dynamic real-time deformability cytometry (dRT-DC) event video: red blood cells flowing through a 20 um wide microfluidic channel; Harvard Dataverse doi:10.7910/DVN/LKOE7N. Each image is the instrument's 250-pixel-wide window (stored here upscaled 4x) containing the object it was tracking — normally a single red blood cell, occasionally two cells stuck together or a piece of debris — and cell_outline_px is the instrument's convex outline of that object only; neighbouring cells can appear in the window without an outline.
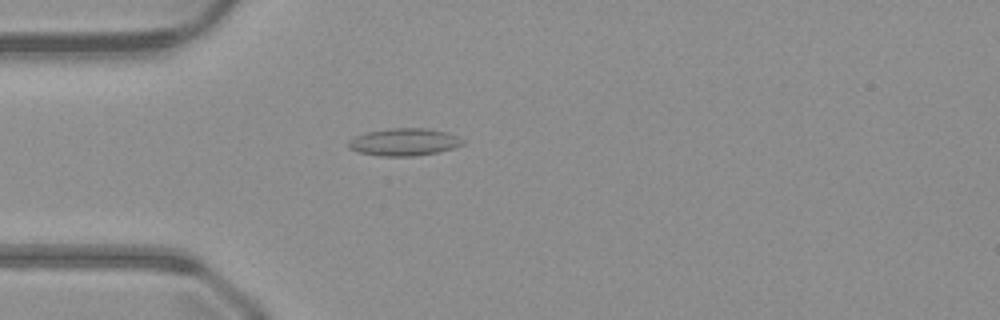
{"species": "common noctule bat (a hibernating species)", "species_latin": "Nyctalus noctula", "temperature_condition": "warm", "stored_images_in_passage": 50, "camera_frame_rate_fps": 3000, "um_per_image_px": 0.085, "animal": {"sex": "male", "body_mass_g": 23.1, "forearm_length_mm": 52.7}, "frame": {"image": 1, "passage_image": 14, "time_ms": 4.333, "image_size_px": [1000, 320], "cell_outline_px": [[464, 144], [452, 148], [436, 152], [412, 156], [380, 156], [356, 152], [348, 148], [348, 140], [356, 136], [368, 132], [388, 128], [424, 128], [448, 132], [464, 140]], "centroid_in_image_um": [34.31, 12.07], "position_along_channel_um": 50.7, "area_um2": 18.21}}
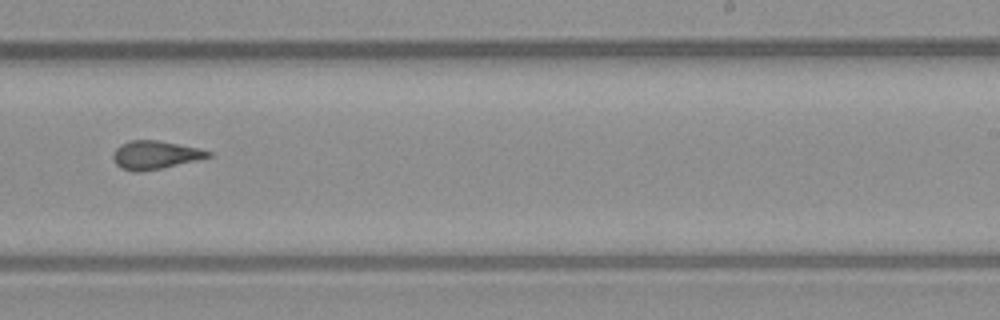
{"frame": {"image": 2, "passage_image": 31, "time_ms": 10.0, "image_size_px": [1000, 320], "cell_outline_px": [[212, 156], [196, 160], [160, 168], [140, 172], [132, 172], [120, 168], [116, 164], [112, 156], [112, 152], [120, 144], [128, 140], [156, 140], [200, 148], [212, 152]], "centroid_in_image_um": [13.14, 13.16], "position_along_channel_um": 275.9, "area_um2": 15.72}}
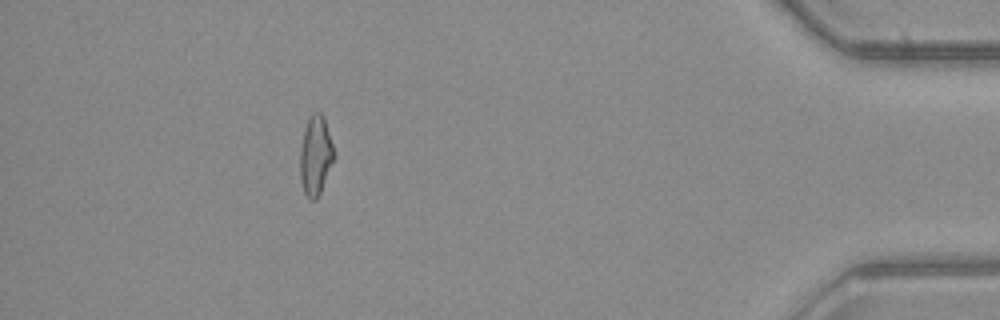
{"frame": {"image": 3, "passage_image": 45, "time_ms": 14.667, "image_size_px": [1000, 320], "cell_outline_px": [[336, 156], [320, 192], [316, 200], [312, 200], [304, 192], [300, 180], [300, 148], [304, 128], [312, 112], [320, 112], [324, 116]], "centroid_in_image_um": [26.83, 13.19], "position_along_channel_um": 408.4, "area_um2": 15.78}}